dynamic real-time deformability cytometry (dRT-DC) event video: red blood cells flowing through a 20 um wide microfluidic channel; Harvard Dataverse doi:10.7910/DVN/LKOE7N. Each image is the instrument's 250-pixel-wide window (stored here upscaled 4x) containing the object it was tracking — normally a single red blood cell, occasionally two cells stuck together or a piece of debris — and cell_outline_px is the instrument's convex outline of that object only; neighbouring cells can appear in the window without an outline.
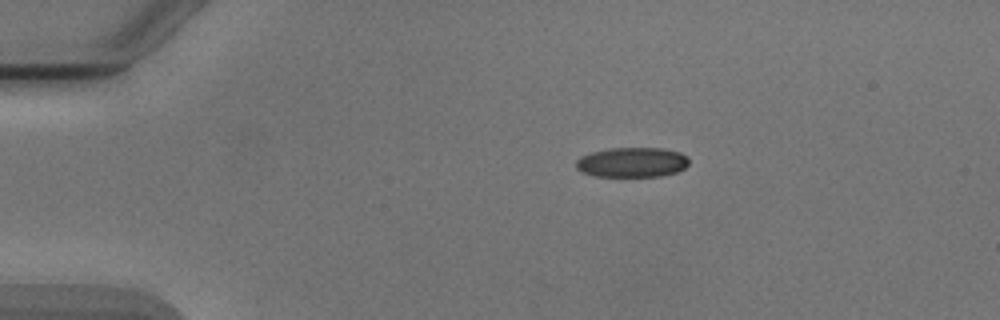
{"species": "Egyptian fruit bat (a non-hibernating species)", "species_latin": "Rousettus aegyptiacus", "temperature_condition": "cold", "stored_images_in_passage": 44, "camera_frame_rate_fps": 3000, "um_per_image_px": 0.085, "animal": {"sex": "male"}, "frame": {"image": 1, "passage_image": 1, "time_ms": 0.0, "image_size_px": [1000, 320], "cell_outline_px": [[688, 164], [684, 168], [676, 172], [660, 176], [596, 176], [584, 172], [576, 168], [576, 160], [580, 156], [592, 152], [608, 148], [664, 148], [680, 152], [688, 156]], "centroid_in_image_um": [53.74, 13.78], "position_along_channel_um": 31.3, "area_um2": 19.65}}
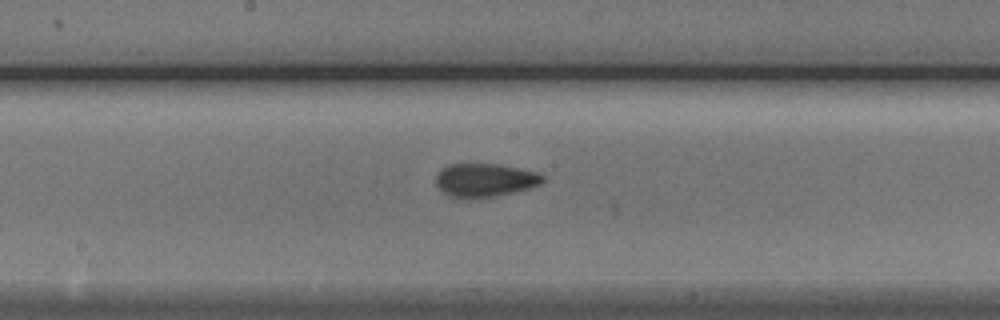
{"frame": {"image": 2, "passage_image": 19, "time_ms": 6.0, "image_size_px": [1000, 320], "cell_outline_px": [[544, 180], [540, 184], [528, 188], [496, 196], [448, 196], [436, 184], [436, 176], [440, 168], [448, 164], [500, 164], [540, 172], [544, 176]], "centroid_in_image_um": [41.24, 15.26], "position_along_channel_um": 207.0, "area_um2": 20.46}}
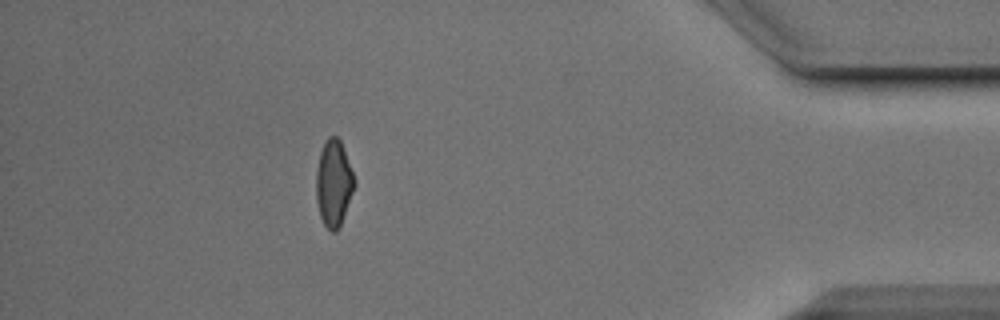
{"frame": {"image": 3, "passage_image": 38, "time_ms": 12.333, "image_size_px": [1000, 320], "cell_outline_px": [[356, 184], [340, 224], [336, 232], [332, 232], [324, 224], [320, 216], [316, 200], [316, 168], [320, 152], [324, 140], [328, 136], [336, 136], [340, 140], [352, 172]], "centroid_in_image_um": [28.34, 15.55], "position_along_channel_um": 406.9, "area_um2": 19.07}, "authors_computed_cell_mechanics": {"area_um2": 20.0855, "velocity_mm_per_s": 3.8964, "shape_relaxation_time_tau1_ms": 8.1924, "shape_relaxation_time_tau2_ms": 1.459, "deformation_change_tau1": 0.1745, "deformation_change_tau2": 0.0852}}